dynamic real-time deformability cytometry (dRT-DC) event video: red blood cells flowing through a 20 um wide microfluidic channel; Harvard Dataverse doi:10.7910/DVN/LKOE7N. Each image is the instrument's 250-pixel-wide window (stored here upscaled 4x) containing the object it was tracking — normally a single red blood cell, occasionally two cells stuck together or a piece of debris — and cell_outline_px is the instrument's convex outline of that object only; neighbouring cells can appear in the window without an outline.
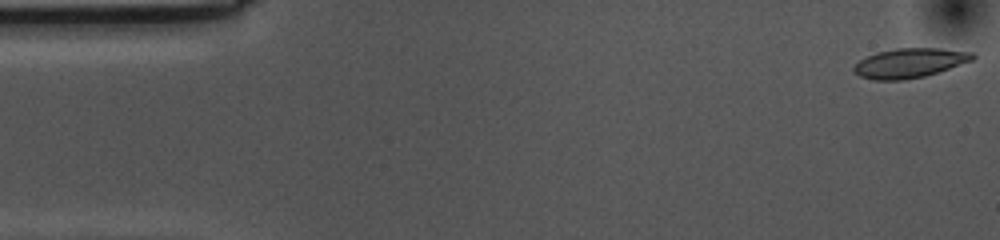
{"species": "common noctule bat (a hibernating species)", "species_latin": "Nyctalus noctula", "temperature_condition": "cold", "stored_images_in_passage": 55, "camera_frame_rate_fps": 3000, "um_per_image_px": 0.085, "animal": {"sex": "female", "body_mass_g": 10.0, "forearm_length_mm": 53.1}, "frame": {"image": 1, "passage_image": 1, "time_ms": 0.0, "image_size_px": [1000, 240], "cell_outline_px": [[976, 56], [972, 60], [924, 76], [904, 80], [872, 80], [860, 76], [852, 68], [860, 60], [876, 52], [896, 48], [940, 48], [972, 52]], "centroid_in_image_um": [77.3, 5.35], "position_along_channel_um": 7.7, "area_um2": 20.17}}
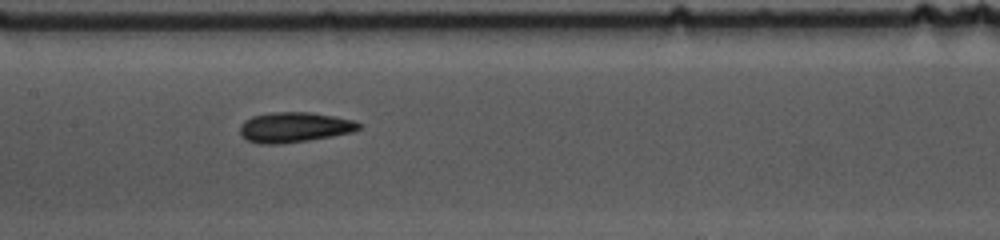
{"frame": {"image": 2, "passage_image": 25, "time_ms": 8.0, "image_size_px": [1000, 240], "cell_outline_px": [[360, 128], [352, 132], [332, 136], [308, 140], [280, 144], [260, 144], [248, 140], [240, 136], [240, 124], [244, 120], [252, 116], [272, 112], [312, 112], [356, 120], [360, 124]], "centroid_in_image_um": [25.0, 10.81], "position_along_channel_um": 182.4, "area_um2": 21.04}}
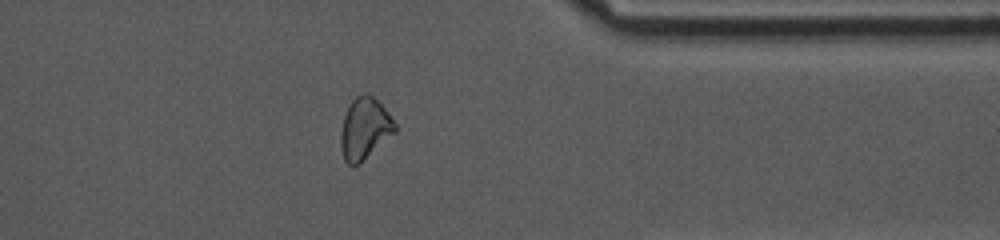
{"frame": {"image": 3, "passage_image": 43, "time_ms": 14.0, "image_size_px": [1000, 240], "cell_outline_px": [[396, 132], [360, 164], [348, 164], [344, 160], [340, 148], [340, 132], [344, 116], [352, 100], [356, 96], [364, 92], [368, 92], [384, 108], [396, 124]], "centroid_in_image_um": [30.98, 10.94], "position_along_channel_um": 380.4, "area_um2": 19.48}, "authors_computed_cell_mechanics": {"area_um2": 20.1722, "velocity_mm_per_s": 3.5507, "shape_relaxation_time_tau1_ms": 5.5016, "shape_relaxation_time_tau2_ms": 5.7643, "deformation_change_tau1": 0.115, "deformation_change_tau2": 0.1124}}